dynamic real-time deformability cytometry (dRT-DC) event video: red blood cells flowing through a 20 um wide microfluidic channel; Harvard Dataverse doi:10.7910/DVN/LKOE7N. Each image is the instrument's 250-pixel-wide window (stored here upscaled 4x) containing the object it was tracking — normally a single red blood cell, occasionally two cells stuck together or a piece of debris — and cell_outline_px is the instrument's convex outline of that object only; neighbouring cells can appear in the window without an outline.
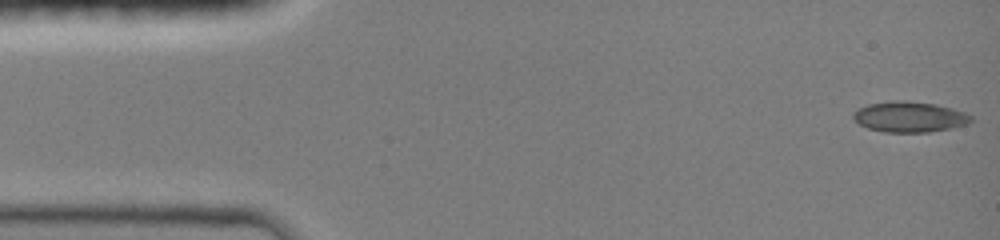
{"species": "common noctule bat (a hibernating species)", "species_latin": "Nyctalus noctula", "temperature_condition": "room temperature", "stored_images_in_passage": 45, "camera_frame_rate_fps": 3000, "um_per_image_px": 0.085, "animal": {"sex": "female", "body_mass_g": 19.0, "forearm_length_mm": 51.5}, "frame": {"image": 1, "passage_image": 1, "time_ms": 0.0, "image_size_px": [1000, 240], "cell_outline_px": [[972, 120], [968, 124], [952, 128], [928, 132], [884, 132], [868, 128], [860, 124], [852, 116], [852, 112], [868, 104], [892, 100], [908, 100], [936, 104], [952, 108], [964, 112], [972, 116]], "centroid_in_image_um": [77.32, 9.92], "position_along_channel_um": 7.7, "area_um2": 21.1}}
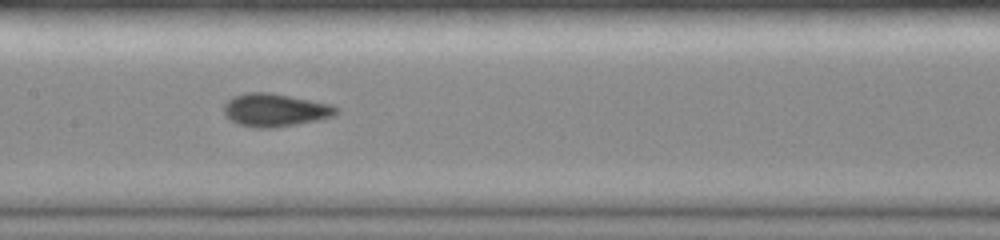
{"frame": {"image": 2, "passage_image": 25, "time_ms": 7.0, "image_size_px": [1000, 240], "cell_outline_px": [[336, 112], [332, 116], [316, 120], [296, 124], [264, 128], [256, 128], [240, 124], [224, 116], [224, 104], [232, 96], [248, 92], [268, 92], [332, 104], [336, 108]], "centroid_in_image_um": [23.33, 9.34], "position_along_channel_um": 184.1, "area_um2": 21.21}}
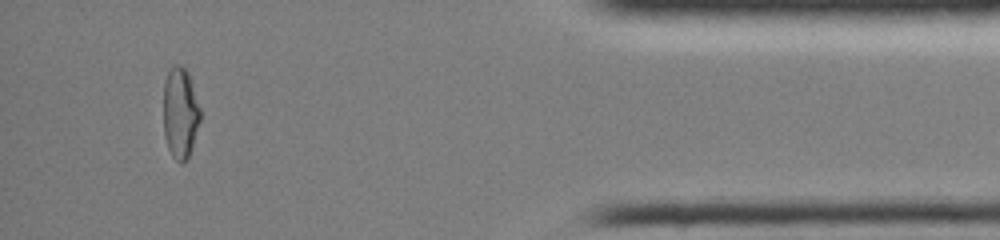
{"frame": {"image": 3, "passage_image": 43, "time_ms": 13.667, "image_size_px": [1000, 240], "cell_outline_px": [[200, 120], [192, 148], [188, 160], [180, 164], [172, 156], [168, 148], [164, 136], [164, 80], [172, 64], [180, 64], [188, 72], [200, 108]], "centroid_in_image_um": [15.32, 9.61], "position_along_channel_um": 419.9, "area_um2": 19.71}, "authors_computed_cell_mechanics": {"area_um2": 19.8832, "velocity_mm_per_s": 4.1772, "shape_relaxation_time_tau1_ms": 8.4907, "shape_relaxation_time_tau2_ms": 2.6854, "deformation_change_tau1": 0.2018, "deformation_change_tau2": 0.0472}}